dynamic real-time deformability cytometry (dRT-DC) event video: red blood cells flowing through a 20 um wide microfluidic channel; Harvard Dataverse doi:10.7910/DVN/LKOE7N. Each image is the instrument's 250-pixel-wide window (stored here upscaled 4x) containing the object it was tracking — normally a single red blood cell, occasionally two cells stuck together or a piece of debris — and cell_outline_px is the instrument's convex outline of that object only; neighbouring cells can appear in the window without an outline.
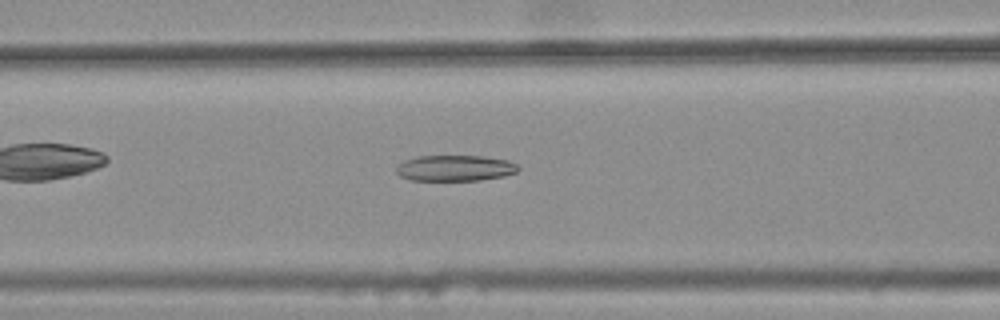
{"species": "common noctule bat (a hibernating species)", "species_latin": "Nyctalus noctula", "temperature_condition": "warm", "stored_images_in_passage": 30, "camera_frame_rate_fps": 3000, "um_per_image_px": 0.085, "animal": {"sex": "female", "body_mass_g": 25.1}, "frame": {"image": 1, "passage_image": 9, "time_ms": 2.667, "image_size_px": [1000, 320], "cell_outline_px": [[520, 168], [516, 172], [504, 176], [480, 180], [408, 180], [400, 176], [396, 172], [396, 168], [404, 160], [416, 156], [484, 156], [508, 160], [516, 164]], "centroid_in_image_um": [38.67, 14.28], "position_along_channel_um": 127.9, "area_um2": 18.44}}
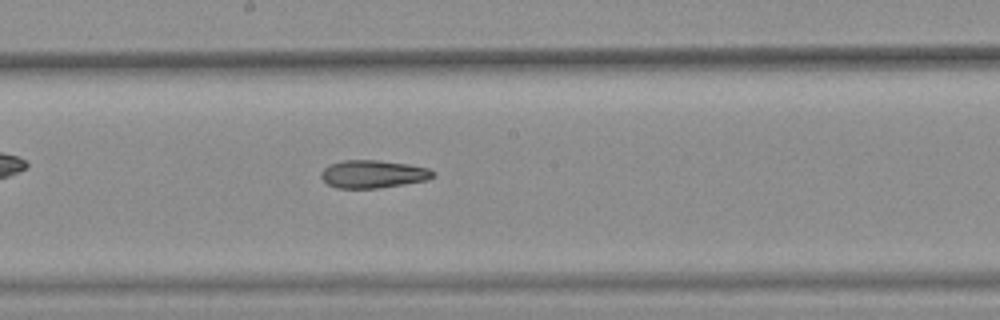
{"frame": {"image": 2, "passage_image": 16, "time_ms": 5.0, "image_size_px": [1000, 320], "cell_outline_px": [[436, 176], [424, 180], [380, 188], [336, 188], [328, 184], [320, 176], [320, 172], [324, 168], [332, 164], [344, 160], [376, 160], [408, 164], [428, 168], [436, 172]], "centroid_in_image_um": [31.71, 14.79], "position_along_channel_um": 216.5, "area_um2": 18.03}}
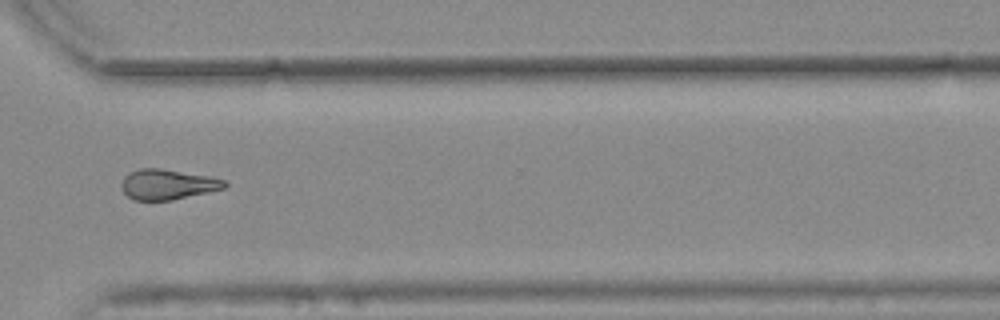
{"frame": {"image": 3, "passage_image": 27, "time_ms": 8.667, "image_size_px": [1000, 320], "cell_outline_px": [[228, 184], [224, 188], [208, 192], [172, 200], [132, 200], [120, 188], [120, 184], [124, 176], [128, 172], [140, 168], [160, 168], [212, 176], [224, 180]], "centroid_in_image_um": [14.22, 15.66], "position_along_channel_um": 356.4, "area_um2": 18.38}, "authors_computed_cell_mechanics": {"area_um2": 18.4382, "velocity_mm_per_s": 3.8019, "shape_relaxation_time_tau1_ms": null, "shape_relaxation_time_tau2_ms": 8.2478, "deformation_change_tau1": null, "deformation_change_tau2": 0.1908}}